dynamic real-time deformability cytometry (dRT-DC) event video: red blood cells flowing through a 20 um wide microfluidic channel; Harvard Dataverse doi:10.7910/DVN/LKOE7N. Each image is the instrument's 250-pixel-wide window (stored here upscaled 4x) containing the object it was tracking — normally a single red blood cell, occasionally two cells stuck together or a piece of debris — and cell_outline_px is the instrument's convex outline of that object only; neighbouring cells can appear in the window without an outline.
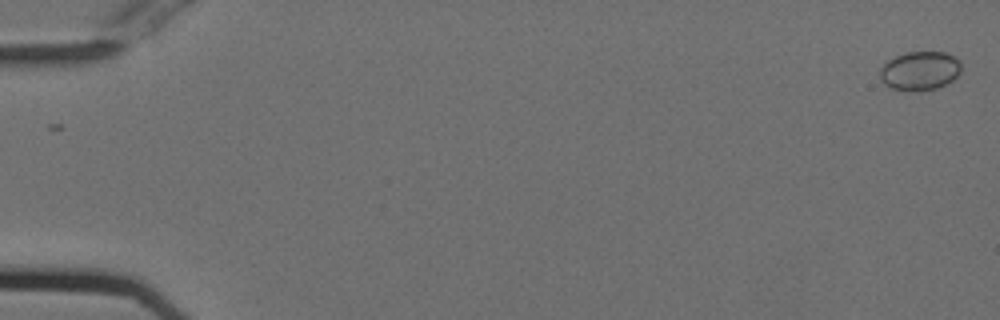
{"species": "Egyptian fruit bat (a non-hibernating species)", "species_latin": "Rousettus aegyptiacus", "temperature_condition": "cold", "stored_images_in_passage": 52, "camera_frame_rate_fps": 3000, "um_per_image_px": 0.085, "animal": {"sex": "female"}, "frame": {"image": 1, "passage_image": 1, "time_ms": 0.0, "image_size_px": [1000, 320], "cell_outline_px": [[960, 72], [952, 80], [936, 88], [912, 92], [908, 92], [892, 88], [884, 84], [880, 80], [880, 68], [888, 60], [896, 56], [908, 52], [944, 52], [952, 56], [960, 64]], "centroid_in_image_um": [78.13, 6.03], "position_along_channel_um": 6.9, "area_um2": 18.26}}
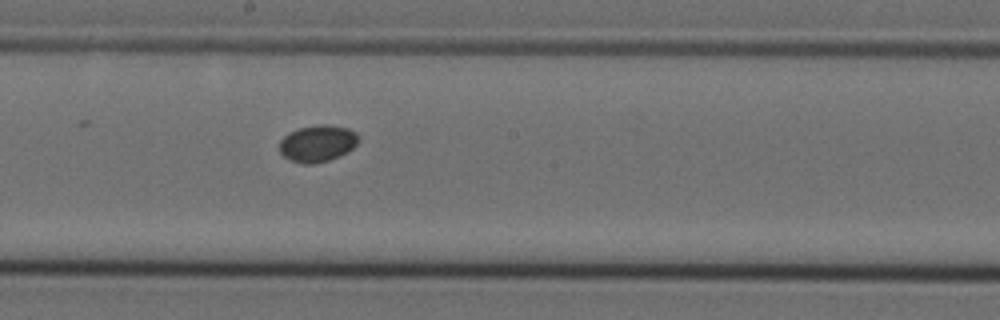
{"frame": {"image": 2, "passage_image": 31, "time_ms": 10.0, "image_size_px": [1000, 320], "cell_outline_px": [[360, 140], [348, 152], [340, 156], [328, 160], [312, 164], [304, 164], [292, 160], [284, 156], [280, 152], [280, 140], [288, 132], [300, 128], [320, 124], [324, 124], [348, 128], [356, 132], [360, 136]], "centroid_in_image_um": [27.02, 12.18], "position_along_channel_um": 221.2, "area_um2": 16.94}}
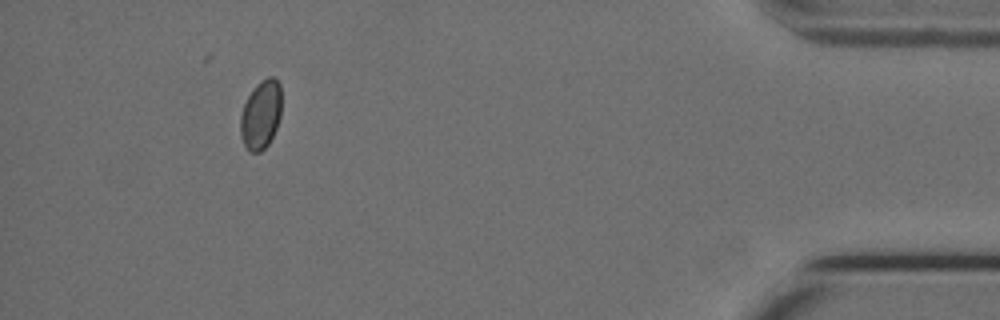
{"frame": {"image": 3, "passage_image": 51, "time_ms": 16.667, "image_size_px": [1000, 320], "cell_outline_px": [[280, 116], [276, 128], [268, 144], [260, 152], [248, 152], [244, 144], [240, 132], [240, 116], [244, 104], [252, 88], [260, 80], [268, 76], [272, 76], [280, 84]], "centroid_in_image_um": [22.15, 9.73], "position_along_channel_um": 413.0, "area_um2": 16.47}}